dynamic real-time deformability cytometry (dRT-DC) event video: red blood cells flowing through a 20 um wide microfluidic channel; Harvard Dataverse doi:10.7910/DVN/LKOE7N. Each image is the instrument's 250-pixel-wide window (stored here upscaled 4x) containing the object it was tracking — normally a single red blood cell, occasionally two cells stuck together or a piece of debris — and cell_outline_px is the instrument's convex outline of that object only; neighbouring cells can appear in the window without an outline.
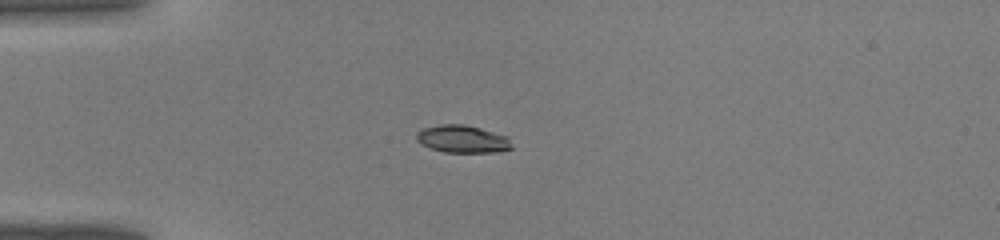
{"species": "common noctule bat (a hibernating species)", "species_latin": "Nyctalus noctula", "temperature_condition": "warm", "stored_images_in_passage": 32, "camera_frame_rate_fps": 3000, "um_per_image_px": 0.085, "animal": {"sex": "male", "body_mass_g": 19.0, "forearm_length_mm": 50.8}, "frame": {"image": 1, "passage_image": 1, "time_ms": 0.0, "image_size_px": [1000, 240], "cell_outline_px": [[512, 148], [500, 152], [444, 152], [432, 148], [416, 140], [416, 132], [424, 128], [440, 124], [464, 124], [480, 128], [508, 136]], "centroid_in_image_um": [39.33, 11.81], "position_along_channel_um": 45.7, "area_um2": 15.2}}
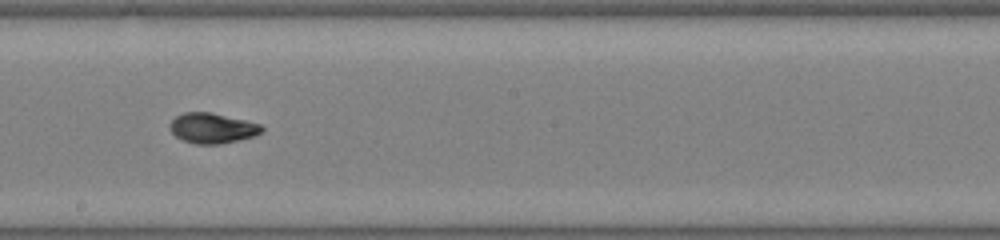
{"frame": {"image": 2, "passage_image": 14, "time_ms": 4.333, "image_size_px": [1000, 240], "cell_outline_px": [[264, 132], [256, 136], [220, 144], [196, 144], [184, 140], [176, 136], [172, 132], [168, 124], [176, 116], [184, 112], [212, 112], [260, 124], [264, 128]], "centroid_in_image_um": [18.07, 10.89], "position_along_channel_um": 230.1, "area_um2": 16.24}}
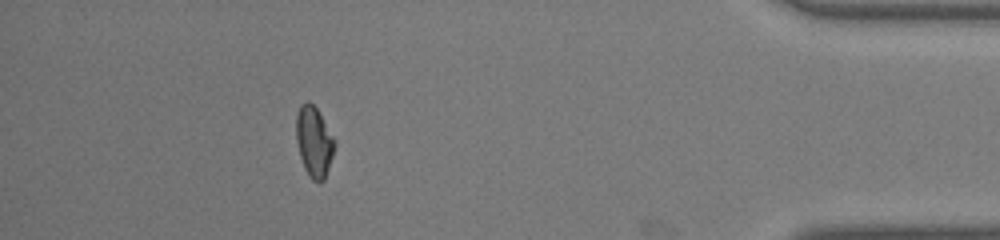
{"frame": {"image": 3, "passage_image": 28, "time_ms": 9.0, "image_size_px": [1000, 240], "cell_outline_px": [[336, 144], [324, 180], [312, 180], [308, 176], [304, 168], [300, 156], [296, 140], [296, 116], [300, 104], [304, 100], [308, 100], [316, 108], [336, 140]], "centroid_in_image_um": [26.68, 12.01], "position_along_channel_um": 408.5, "area_um2": 15.78}}